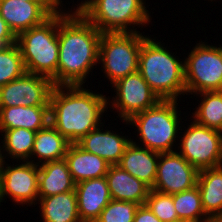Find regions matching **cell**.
I'll use <instances>...</instances> for the list:
<instances>
[{
	"mask_svg": "<svg viewBox=\"0 0 222 222\" xmlns=\"http://www.w3.org/2000/svg\"><path fill=\"white\" fill-rule=\"evenodd\" d=\"M141 32L102 33L99 45V61L110 84L127 75L138 72L139 52L148 37Z\"/></svg>",
	"mask_w": 222,
	"mask_h": 222,
	"instance_id": "cell-7",
	"label": "cell"
},
{
	"mask_svg": "<svg viewBox=\"0 0 222 222\" xmlns=\"http://www.w3.org/2000/svg\"><path fill=\"white\" fill-rule=\"evenodd\" d=\"M209 222H222V213L216 214L209 219Z\"/></svg>",
	"mask_w": 222,
	"mask_h": 222,
	"instance_id": "cell-34",
	"label": "cell"
},
{
	"mask_svg": "<svg viewBox=\"0 0 222 222\" xmlns=\"http://www.w3.org/2000/svg\"><path fill=\"white\" fill-rule=\"evenodd\" d=\"M218 46L201 40L184 58L186 96L222 90V46Z\"/></svg>",
	"mask_w": 222,
	"mask_h": 222,
	"instance_id": "cell-8",
	"label": "cell"
},
{
	"mask_svg": "<svg viewBox=\"0 0 222 222\" xmlns=\"http://www.w3.org/2000/svg\"><path fill=\"white\" fill-rule=\"evenodd\" d=\"M2 160L0 175V206L6 199L12 198L17 205L31 207L37 205L39 166L30 161H17L14 166ZM6 163V164H5ZM21 163V164H20ZM5 198V199H4ZM37 201V202H36Z\"/></svg>",
	"mask_w": 222,
	"mask_h": 222,
	"instance_id": "cell-10",
	"label": "cell"
},
{
	"mask_svg": "<svg viewBox=\"0 0 222 222\" xmlns=\"http://www.w3.org/2000/svg\"><path fill=\"white\" fill-rule=\"evenodd\" d=\"M133 222H162L152 211L144 204L137 208Z\"/></svg>",
	"mask_w": 222,
	"mask_h": 222,
	"instance_id": "cell-32",
	"label": "cell"
},
{
	"mask_svg": "<svg viewBox=\"0 0 222 222\" xmlns=\"http://www.w3.org/2000/svg\"><path fill=\"white\" fill-rule=\"evenodd\" d=\"M88 0H82L81 3H79L78 5H76V9L75 6H73V9L71 7V11H78ZM51 4L57 9V10H63V3L64 1L62 0H50ZM62 7V8H61Z\"/></svg>",
	"mask_w": 222,
	"mask_h": 222,
	"instance_id": "cell-33",
	"label": "cell"
},
{
	"mask_svg": "<svg viewBox=\"0 0 222 222\" xmlns=\"http://www.w3.org/2000/svg\"><path fill=\"white\" fill-rule=\"evenodd\" d=\"M164 46L148 35L139 52L138 72L161 100L181 101L179 96L186 94L184 61Z\"/></svg>",
	"mask_w": 222,
	"mask_h": 222,
	"instance_id": "cell-3",
	"label": "cell"
},
{
	"mask_svg": "<svg viewBox=\"0 0 222 222\" xmlns=\"http://www.w3.org/2000/svg\"><path fill=\"white\" fill-rule=\"evenodd\" d=\"M64 159L76 184L88 179L105 177L110 167L103 158L84 151L76 143L69 144Z\"/></svg>",
	"mask_w": 222,
	"mask_h": 222,
	"instance_id": "cell-19",
	"label": "cell"
},
{
	"mask_svg": "<svg viewBox=\"0 0 222 222\" xmlns=\"http://www.w3.org/2000/svg\"><path fill=\"white\" fill-rule=\"evenodd\" d=\"M43 222H81L75 190L38 199Z\"/></svg>",
	"mask_w": 222,
	"mask_h": 222,
	"instance_id": "cell-22",
	"label": "cell"
},
{
	"mask_svg": "<svg viewBox=\"0 0 222 222\" xmlns=\"http://www.w3.org/2000/svg\"><path fill=\"white\" fill-rule=\"evenodd\" d=\"M111 87H114L116 93L113 95L116 96L112 97V101L108 96L107 103L109 108L112 106L110 109H116L119 120L128 121L133 115L152 108L161 101L139 72L119 79Z\"/></svg>",
	"mask_w": 222,
	"mask_h": 222,
	"instance_id": "cell-11",
	"label": "cell"
},
{
	"mask_svg": "<svg viewBox=\"0 0 222 222\" xmlns=\"http://www.w3.org/2000/svg\"><path fill=\"white\" fill-rule=\"evenodd\" d=\"M159 154L131 141L118 165L152 189L157 176Z\"/></svg>",
	"mask_w": 222,
	"mask_h": 222,
	"instance_id": "cell-18",
	"label": "cell"
},
{
	"mask_svg": "<svg viewBox=\"0 0 222 222\" xmlns=\"http://www.w3.org/2000/svg\"><path fill=\"white\" fill-rule=\"evenodd\" d=\"M49 124V106L0 107V132L25 128L37 132Z\"/></svg>",
	"mask_w": 222,
	"mask_h": 222,
	"instance_id": "cell-20",
	"label": "cell"
},
{
	"mask_svg": "<svg viewBox=\"0 0 222 222\" xmlns=\"http://www.w3.org/2000/svg\"><path fill=\"white\" fill-rule=\"evenodd\" d=\"M2 1V0H0ZM23 1H50V0H23Z\"/></svg>",
	"mask_w": 222,
	"mask_h": 222,
	"instance_id": "cell-35",
	"label": "cell"
},
{
	"mask_svg": "<svg viewBox=\"0 0 222 222\" xmlns=\"http://www.w3.org/2000/svg\"><path fill=\"white\" fill-rule=\"evenodd\" d=\"M146 0H88L78 11L101 33H133L150 24ZM139 25V26H138ZM137 26V28H135ZM135 28V29H134Z\"/></svg>",
	"mask_w": 222,
	"mask_h": 222,
	"instance_id": "cell-5",
	"label": "cell"
},
{
	"mask_svg": "<svg viewBox=\"0 0 222 222\" xmlns=\"http://www.w3.org/2000/svg\"><path fill=\"white\" fill-rule=\"evenodd\" d=\"M189 124L187 128L181 125L184 134L179 136L177 151L198 171L222 166V132L192 119Z\"/></svg>",
	"mask_w": 222,
	"mask_h": 222,
	"instance_id": "cell-9",
	"label": "cell"
},
{
	"mask_svg": "<svg viewBox=\"0 0 222 222\" xmlns=\"http://www.w3.org/2000/svg\"><path fill=\"white\" fill-rule=\"evenodd\" d=\"M56 10L50 1H0V16L16 37L20 33L42 24Z\"/></svg>",
	"mask_w": 222,
	"mask_h": 222,
	"instance_id": "cell-14",
	"label": "cell"
},
{
	"mask_svg": "<svg viewBox=\"0 0 222 222\" xmlns=\"http://www.w3.org/2000/svg\"><path fill=\"white\" fill-rule=\"evenodd\" d=\"M145 205L162 222L179 221L173 203V194H165L151 189Z\"/></svg>",
	"mask_w": 222,
	"mask_h": 222,
	"instance_id": "cell-29",
	"label": "cell"
},
{
	"mask_svg": "<svg viewBox=\"0 0 222 222\" xmlns=\"http://www.w3.org/2000/svg\"><path fill=\"white\" fill-rule=\"evenodd\" d=\"M197 187L205 214L211 218L222 213V166L199 171Z\"/></svg>",
	"mask_w": 222,
	"mask_h": 222,
	"instance_id": "cell-24",
	"label": "cell"
},
{
	"mask_svg": "<svg viewBox=\"0 0 222 222\" xmlns=\"http://www.w3.org/2000/svg\"><path fill=\"white\" fill-rule=\"evenodd\" d=\"M173 203L179 220L192 222H209V217L202 207V200L199 188L174 193Z\"/></svg>",
	"mask_w": 222,
	"mask_h": 222,
	"instance_id": "cell-27",
	"label": "cell"
},
{
	"mask_svg": "<svg viewBox=\"0 0 222 222\" xmlns=\"http://www.w3.org/2000/svg\"><path fill=\"white\" fill-rule=\"evenodd\" d=\"M26 72L17 43L0 47V87L23 76Z\"/></svg>",
	"mask_w": 222,
	"mask_h": 222,
	"instance_id": "cell-28",
	"label": "cell"
},
{
	"mask_svg": "<svg viewBox=\"0 0 222 222\" xmlns=\"http://www.w3.org/2000/svg\"><path fill=\"white\" fill-rule=\"evenodd\" d=\"M0 159L11 157V161H30L36 132L25 128L3 130L1 133ZM5 153V154H4ZM7 157V158H6Z\"/></svg>",
	"mask_w": 222,
	"mask_h": 222,
	"instance_id": "cell-25",
	"label": "cell"
},
{
	"mask_svg": "<svg viewBox=\"0 0 222 222\" xmlns=\"http://www.w3.org/2000/svg\"><path fill=\"white\" fill-rule=\"evenodd\" d=\"M54 87L52 79L26 72L0 87V107L49 106Z\"/></svg>",
	"mask_w": 222,
	"mask_h": 222,
	"instance_id": "cell-12",
	"label": "cell"
},
{
	"mask_svg": "<svg viewBox=\"0 0 222 222\" xmlns=\"http://www.w3.org/2000/svg\"><path fill=\"white\" fill-rule=\"evenodd\" d=\"M14 43H16V36L0 16V47L9 46Z\"/></svg>",
	"mask_w": 222,
	"mask_h": 222,
	"instance_id": "cell-31",
	"label": "cell"
},
{
	"mask_svg": "<svg viewBox=\"0 0 222 222\" xmlns=\"http://www.w3.org/2000/svg\"><path fill=\"white\" fill-rule=\"evenodd\" d=\"M74 182L65 159L39 165L38 194L48 197L75 190Z\"/></svg>",
	"mask_w": 222,
	"mask_h": 222,
	"instance_id": "cell-21",
	"label": "cell"
},
{
	"mask_svg": "<svg viewBox=\"0 0 222 222\" xmlns=\"http://www.w3.org/2000/svg\"><path fill=\"white\" fill-rule=\"evenodd\" d=\"M83 87L58 85L50 96L49 123L70 143L78 142L105 124L102 120L108 109V98Z\"/></svg>",
	"mask_w": 222,
	"mask_h": 222,
	"instance_id": "cell-2",
	"label": "cell"
},
{
	"mask_svg": "<svg viewBox=\"0 0 222 222\" xmlns=\"http://www.w3.org/2000/svg\"><path fill=\"white\" fill-rule=\"evenodd\" d=\"M103 126L90 131L76 144L84 151L100 156L110 165H118L132 139L108 128L105 130Z\"/></svg>",
	"mask_w": 222,
	"mask_h": 222,
	"instance_id": "cell-15",
	"label": "cell"
},
{
	"mask_svg": "<svg viewBox=\"0 0 222 222\" xmlns=\"http://www.w3.org/2000/svg\"><path fill=\"white\" fill-rule=\"evenodd\" d=\"M176 222H192V221H188V220H179V221H176Z\"/></svg>",
	"mask_w": 222,
	"mask_h": 222,
	"instance_id": "cell-36",
	"label": "cell"
},
{
	"mask_svg": "<svg viewBox=\"0 0 222 222\" xmlns=\"http://www.w3.org/2000/svg\"><path fill=\"white\" fill-rule=\"evenodd\" d=\"M26 71L52 79L59 61L58 10L42 24L16 37Z\"/></svg>",
	"mask_w": 222,
	"mask_h": 222,
	"instance_id": "cell-6",
	"label": "cell"
},
{
	"mask_svg": "<svg viewBox=\"0 0 222 222\" xmlns=\"http://www.w3.org/2000/svg\"><path fill=\"white\" fill-rule=\"evenodd\" d=\"M138 207L135 202L112 199L95 222H133Z\"/></svg>",
	"mask_w": 222,
	"mask_h": 222,
	"instance_id": "cell-30",
	"label": "cell"
},
{
	"mask_svg": "<svg viewBox=\"0 0 222 222\" xmlns=\"http://www.w3.org/2000/svg\"><path fill=\"white\" fill-rule=\"evenodd\" d=\"M195 95L201 101L195 107L196 111L192 112V120L222 132V91H203Z\"/></svg>",
	"mask_w": 222,
	"mask_h": 222,
	"instance_id": "cell-26",
	"label": "cell"
},
{
	"mask_svg": "<svg viewBox=\"0 0 222 222\" xmlns=\"http://www.w3.org/2000/svg\"><path fill=\"white\" fill-rule=\"evenodd\" d=\"M58 10L59 61L55 86L84 85L97 68L102 33L79 11Z\"/></svg>",
	"mask_w": 222,
	"mask_h": 222,
	"instance_id": "cell-1",
	"label": "cell"
},
{
	"mask_svg": "<svg viewBox=\"0 0 222 222\" xmlns=\"http://www.w3.org/2000/svg\"><path fill=\"white\" fill-rule=\"evenodd\" d=\"M75 192L81 222H95L112 200L106 177L81 181L76 184Z\"/></svg>",
	"mask_w": 222,
	"mask_h": 222,
	"instance_id": "cell-16",
	"label": "cell"
},
{
	"mask_svg": "<svg viewBox=\"0 0 222 222\" xmlns=\"http://www.w3.org/2000/svg\"><path fill=\"white\" fill-rule=\"evenodd\" d=\"M177 102L179 103L178 100H161L154 107L133 115L128 121L122 120L137 131V141L140 142L136 143L134 139L132 142L158 153L176 151V140L178 142V136L182 133L179 131L180 125H183L180 123L183 121Z\"/></svg>",
	"mask_w": 222,
	"mask_h": 222,
	"instance_id": "cell-4",
	"label": "cell"
},
{
	"mask_svg": "<svg viewBox=\"0 0 222 222\" xmlns=\"http://www.w3.org/2000/svg\"><path fill=\"white\" fill-rule=\"evenodd\" d=\"M198 173L177 150L160 153L152 189L170 195L192 189L197 186Z\"/></svg>",
	"mask_w": 222,
	"mask_h": 222,
	"instance_id": "cell-13",
	"label": "cell"
},
{
	"mask_svg": "<svg viewBox=\"0 0 222 222\" xmlns=\"http://www.w3.org/2000/svg\"><path fill=\"white\" fill-rule=\"evenodd\" d=\"M69 144L70 142L49 123L44 129L36 132L31 162L39 166L46 162L63 159ZM33 157L37 162L32 160Z\"/></svg>",
	"mask_w": 222,
	"mask_h": 222,
	"instance_id": "cell-23",
	"label": "cell"
},
{
	"mask_svg": "<svg viewBox=\"0 0 222 222\" xmlns=\"http://www.w3.org/2000/svg\"><path fill=\"white\" fill-rule=\"evenodd\" d=\"M111 199L144 205L151 188L119 165H110L106 174Z\"/></svg>",
	"mask_w": 222,
	"mask_h": 222,
	"instance_id": "cell-17",
	"label": "cell"
}]
</instances>
